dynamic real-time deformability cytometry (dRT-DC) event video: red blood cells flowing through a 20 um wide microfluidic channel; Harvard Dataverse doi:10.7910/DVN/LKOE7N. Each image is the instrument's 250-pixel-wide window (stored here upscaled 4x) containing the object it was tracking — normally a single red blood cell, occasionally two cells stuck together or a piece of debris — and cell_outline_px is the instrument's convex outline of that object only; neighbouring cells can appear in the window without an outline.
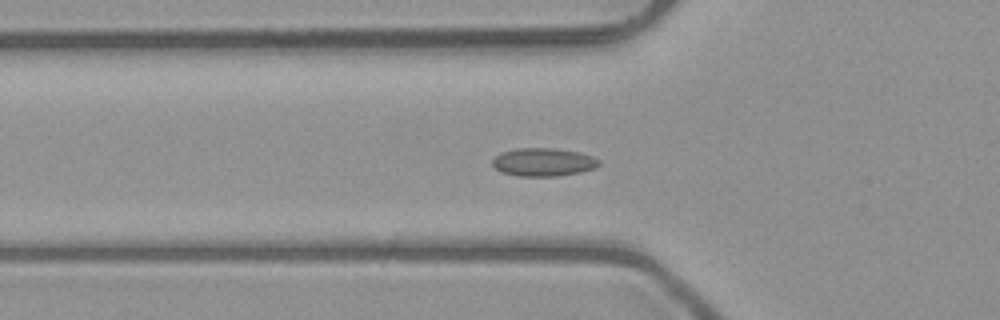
{"species": "common noctule bat (a hibernating species)", "species_latin": "Nyctalus noctula", "temperature_condition": "room temperature", "stored_images_in_passage": 42, "camera_frame_rate_fps": 3000, "um_per_image_px": 0.085, "animal": {"sex": "male", "body_mass_g": 23.1, "forearm_length_mm": 52.7}, "frame": {"image": 1, "passage_image": 18, "time_ms": 5.667, "image_size_px": [1000, 320], "cell_outline_px": [[600, 164], [596, 168], [580, 172], [556, 176], [516, 176], [504, 172], [496, 168], [492, 164], [492, 160], [500, 152], [516, 148], [552, 148], [580, 152], [592, 156], [600, 160]], "centroid_in_image_um": [46.2, 13.77], "position_along_channel_um": 79.6, "area_um2": 17.51}}
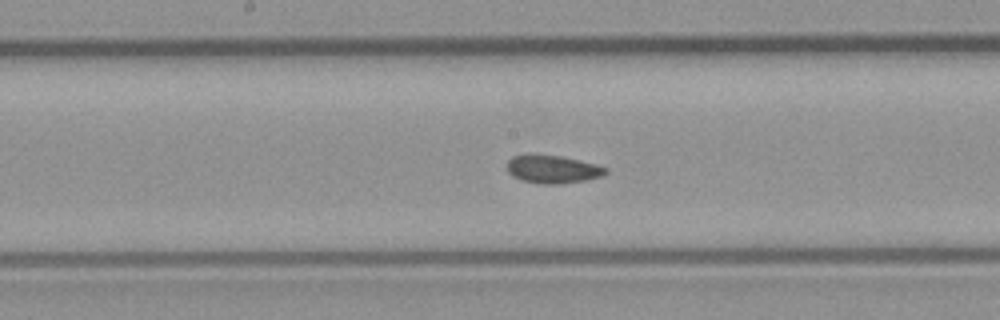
{"frame": {"image": 2, "passage_image": 27, "time_ms": 8.667, "image_size_px": [1000, 320], "cell_outline_px": [[608, 172], [600, 176], [584, 180], [560, 184], [544, 184], [520, 180], [512, 176], [508, 172], [508, 160], [512, 156], [528, 152], [532, 152], [560, 156], [596, 164], [608, 168]], "centroid_in_image_um": [46.92, 14.35], "position_along_channel_um": 201.3, "area_um2": 16.42}}
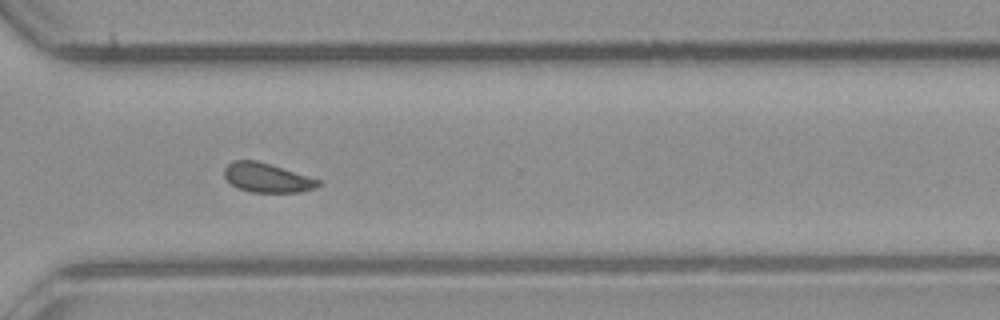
{"frame": {"image": 3, "passage_image": 38, "time_ms": 12.333, "image_size_px": [1000, 320], "cell_outline_px": [[324, 184], [316, 188], [300, 192], [252, 192], [240, 188], [232, 184], [224, 176], [224, 168], [232, 160], [256, 160], [324, 180]], "centroid_in_image_um": [22.78, 15.1], "position_along_channel_um": 347.8, "area_um2": 16.18}, "authors_computed_cell_mechanics": {"area_um2": 16.5019, "velocity_mm_per_s": 4.0111, "shape_relaxation_time_tau1_ms": null, "shape_relaxation_time_tau2_ms": 2.444, "deformation_change_tau1": null, "deformation_change_tau2": 0.0532}}